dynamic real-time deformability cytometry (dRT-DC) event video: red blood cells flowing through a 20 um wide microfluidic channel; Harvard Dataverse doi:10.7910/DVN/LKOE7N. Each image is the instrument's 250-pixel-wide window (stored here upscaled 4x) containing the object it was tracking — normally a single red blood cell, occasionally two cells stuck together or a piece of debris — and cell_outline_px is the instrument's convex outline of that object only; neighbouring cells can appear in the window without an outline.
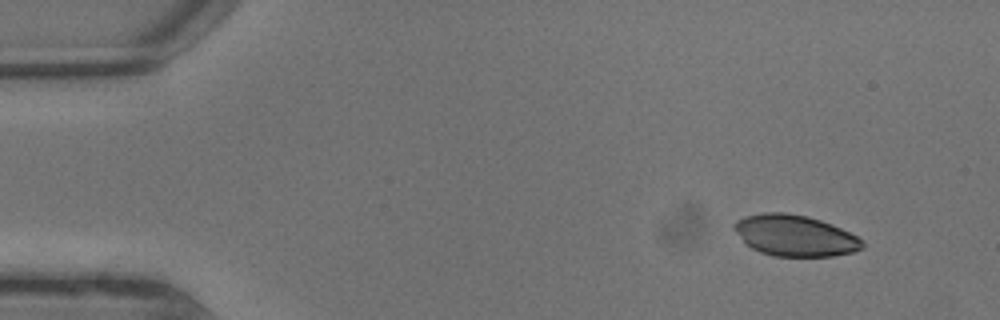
{"species": "common noctule bat (a hibernating species)", "species_latin": "Nyctalus noctula", "temperature_condition": "warm", "stored_images_in_passage": 6, "camera_frame_rate_fps": 3000, "um_per_image_px": 0.085, "animal": {"sex": "male", "body_mass_g": 13.3}, "frame": {"image": 1, "passage_image": 1, "time_ms": 0.0, "image_size_px": [1000, 320], "cell_outline_px": [[864, 248], [852, 252], [832, 256], [772, 256], [760, 252], [752, 248], [732, 228], [732, 224], [736, 220], [744, 216], [764, 212], [788, 212], [808, 216], [832, 224], [856, 236], [864, 244]], "centroid_in_image_um": [67.54, 20.01], "position_along_channel_um": 17.5, "area_um2": 30.69}}
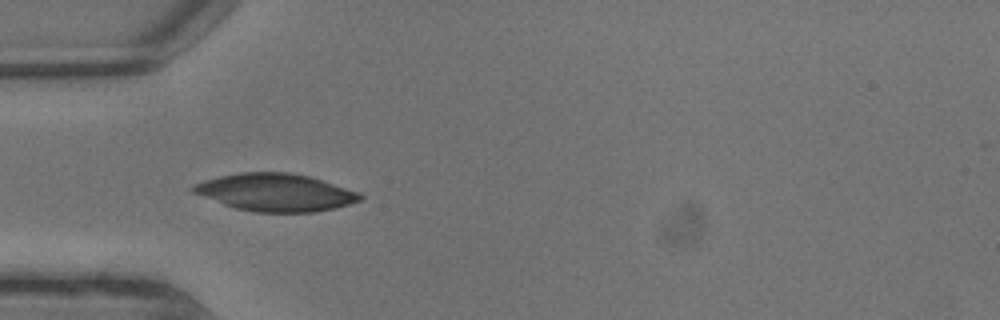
{"frame": {"image": 2, "passage_image": 5, "time_ms": 1.333, "image_size_px": [1000, 320], "cell_outline_px": [[364, 196], [360, 200], [336, 208], [312, 212], [256, 212], [236, 208], [224, 204], [192, 192], [188, 188], [204, 180], [220, 176], [240, 172], [288, 172], [308, 176], [360, 192]], "centroid_in_image_um": [23.42, 16.35], "position_along_channel_um": 61.6, "area_um2": 36.24}}
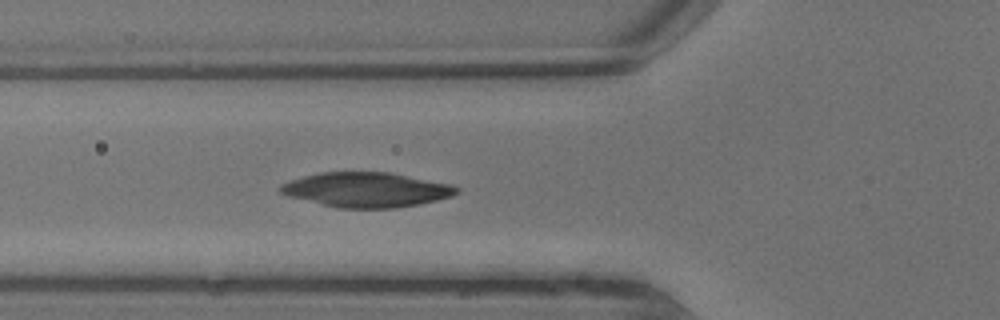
{"frame": {"image": 3, "passage_image": 6, "time_ms": 1.667, "image_size_px": [1000, 320], "cell_outline_px": [[460, 192], [452, 196], [420, 204], [396, 208], [336, 208], [288, 196], [280, 192], [276, 188], [280, 184], [304, 176], [320, 172], [388, 172], [452, 184], [460, 188]], "centroid_in_image_um": [31.15, 16.13], "position_along_channel_um": 94.7, "area_um2": 35.84}}